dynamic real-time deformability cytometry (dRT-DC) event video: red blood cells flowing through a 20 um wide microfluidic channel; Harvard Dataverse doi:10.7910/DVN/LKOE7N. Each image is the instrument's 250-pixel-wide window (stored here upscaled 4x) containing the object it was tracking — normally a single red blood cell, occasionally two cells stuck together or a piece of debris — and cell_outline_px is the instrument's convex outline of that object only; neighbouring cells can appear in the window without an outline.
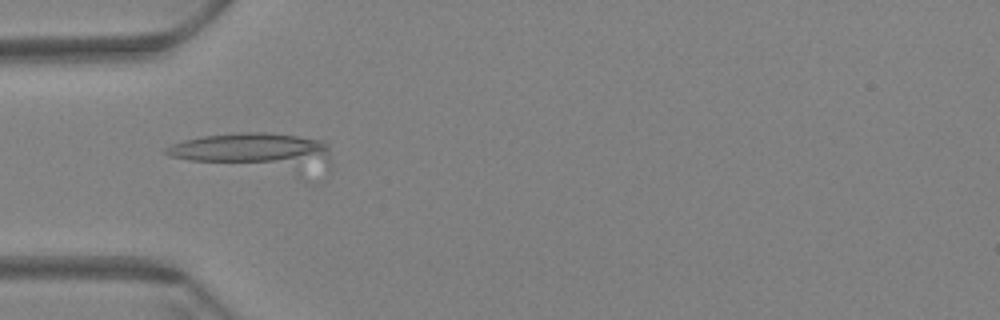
{"species": "Egyptian fruit bat (a non-hibernating species)", "species_latin": "Rousettus aegyptiacus", "temperature_condition": "warm", "stored_images_in_passage": 24, "camera_frame_rate_fps": 3000, "um_per_image_px": 0.085, "animal": {"sex": "female"}, "frame": {"image": 1, "passage_image": 12, "time_ms": 3.667, "image_size_px": [1000, 320], "cell_outline_px": [[328, 164], [192, 160], [168, 156], [164, 152], [164, 148], [172, 144], [184, 140], [204, 136], [240, 132], [268, 132], [296, 136], [320, 140], [328, 144]], "centroid_in_image_um": [21.39, 12.63], "position_along_channel_um": 63.6, "area_um2": 29.54}}